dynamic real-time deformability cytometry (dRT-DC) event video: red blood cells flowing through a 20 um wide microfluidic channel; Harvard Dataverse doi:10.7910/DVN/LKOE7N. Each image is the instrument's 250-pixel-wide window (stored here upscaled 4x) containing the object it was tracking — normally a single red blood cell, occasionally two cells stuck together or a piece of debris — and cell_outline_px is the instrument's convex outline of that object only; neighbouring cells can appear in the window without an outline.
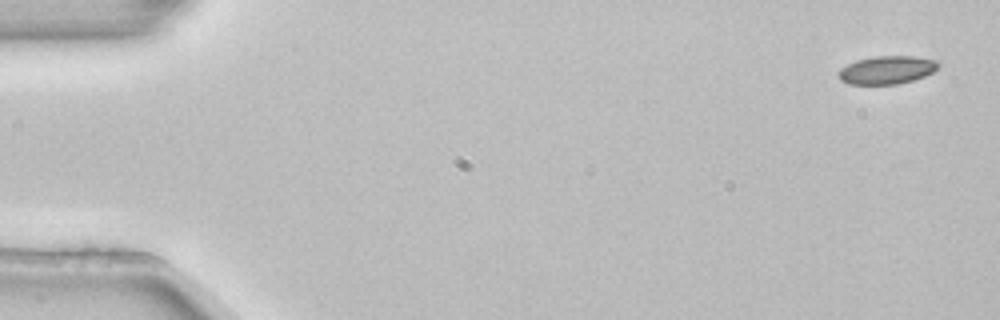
{"species": "common noctule bat (a hibernating species)", "species_latin": "Nyctalus noctula", "temperature_condition": "room temperature", "stored_images_in_passage": 5, "camera_frame_rate_fps": 3000, "um_per_image_px": 0.085, "animal": {"sex": "female", "body_mass_g": 22.7, "forearm_length_mm": 54.2}, "frame": {"image": 1, "passage_image": 1, "time_ms": 0.0, "image_size_px": [1000, 320], "cell_outline_px": [[940, 64], [932, 72], [924, 76], [912, 80], [896, 84], [848, 84], [840, 80], [836, 76], [836, 72], [840, 68], [856, 60], [876, 56], [916, 56], [936, 60]], "centroid_in_image_um": [75.33, 5.94], "position_along_channel_um": 9.7, "area_um2": 16.42}}
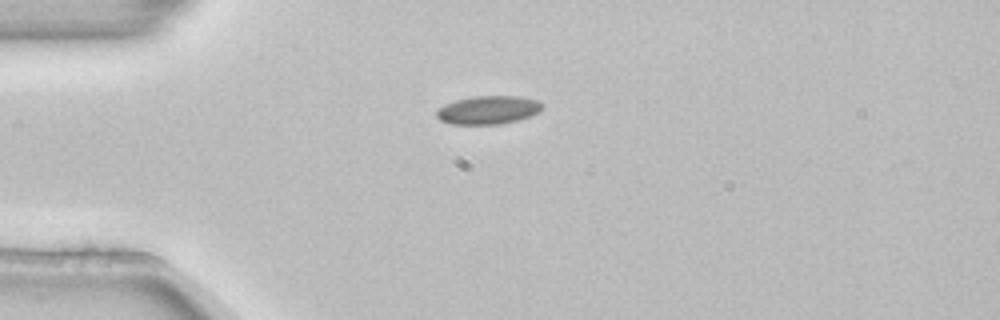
{"frame": {"image": 2, "passage_image": 4, "time_ms": 1.0, "image_size_px": [1000, 320], "cell_outline_px": [[544, 108], [540, 112], [532, 116], [516, 120], [496, 124], [452, 124], [440, 120], [436, 116], [436, 112], [444, 104], [456, 100], [472, 96], [520, 96], [536, 100], [544, 104]], "centroid_in_image_um": [41.53, 9.34], "position_along_channel_um": 43.5, "area_um2": 17.51}}